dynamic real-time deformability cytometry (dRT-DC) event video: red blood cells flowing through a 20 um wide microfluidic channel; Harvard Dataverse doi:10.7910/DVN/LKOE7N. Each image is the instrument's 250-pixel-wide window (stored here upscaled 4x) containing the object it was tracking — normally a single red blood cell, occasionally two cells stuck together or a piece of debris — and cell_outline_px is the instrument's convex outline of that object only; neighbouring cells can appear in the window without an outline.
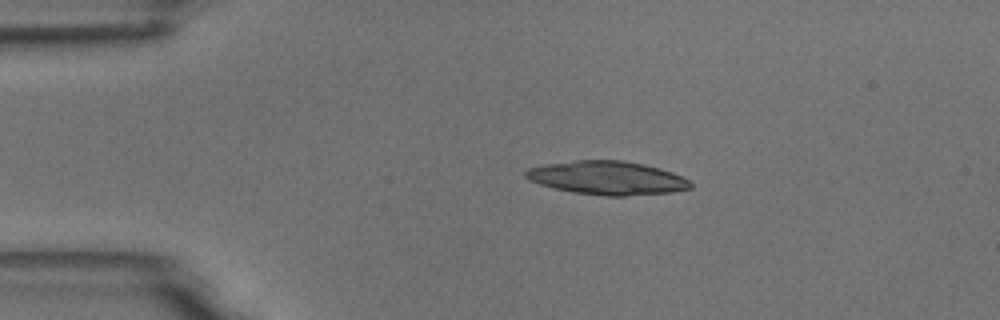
{"species": "common noctule bat (a hibernating species)", "species_latin": "Nyctalus noctula", "temperature_condition": "room temperature", "stored_images_in_passage": 44, "camera_frame_rate_fps": 3000, "um_per_image_px": 0.085, "animal": {"sex": "male", "body_mass_g": 18.8}, "frame": {"image": 1, "passage_image": 1, "time_ms": 0.0, "image_size_px": [1000, 320], "cell_outline_px": [[692, 188], [672, 192], [624, 196], [604, 196], [572, 192], [540, 184], [524, 176], [524, 172], [528, 168], [548, 164], [576, 160], [624, 160], [644, 164], [672, 172], [688, 180], [692, 184]], "centroid_in_image_um": [51.63, 15.12], "position_along_channel_um": 33.4, "area_um2": 32.02}}